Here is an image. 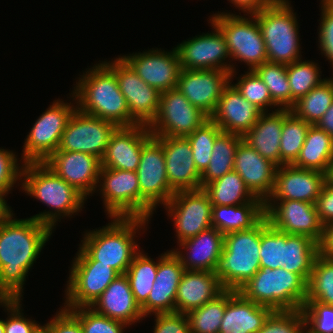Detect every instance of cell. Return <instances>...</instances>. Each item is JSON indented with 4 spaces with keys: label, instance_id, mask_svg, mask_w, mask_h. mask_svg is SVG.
Here are the masks:
<instances>
[{
    "label": "cell",
    "instance_id": "1",
    "mask_svg": "<svg viewBox=\"0 0 333 333\" xmlns=\"http://www.w3.org/2000/svg\"><path fill=\"white\" fill-rule=\"evenodd\" d=\"M14 215L0 222V299H23L26 276L54 231L31 217Z\"/></svg>",
    "mask_w": 333,
    "mask_h": 333
},
{
    "label": "cell",
    "instance_id": "2",
    "mask_svg": "<svg viewBox=\"0 0 333 333\" xmlns=\"http://www.w3.org/2000/svg\"><path fill=\"white\" fill-rule=\"evenodd\" d=\"M89 69V70H88ZM86 69L76 80L72 94L83 113L114 123L117 127L137 125L130 117L126 99L121 93L115 72L104 62Z\"/></svg>",
    "mask_w": 333,
    "mask_h": 333
},
{
    "label": "cell",
    "instance_id": "3",
    "mask_svg": "<svg viewBox=\"0 0 333 333\" xmlns=\"http://www.w3.org/2000/svg\"><path fill=\"white\" fill-rule=\"evenodd\" d=\"M22 191L50 208L31 216L53 230L62 217H72L85 208L87 199L43 162H26L22 168ZM62 216V217H61Z\"/></svg>",
    "mask_w": 333,
    "mask_h": 333
},
{
    "label": "cell",
    "instance_id": "4",
    "mask_svg": "<svg viewBox=\"0 0 333 333\" xmlns=\"http://www.w3.org/2000/svg\"><path fill=\"white\" fill-rule=\"evenodd\" d=\"M102 228L86 230L81 246L99 264L109 265L119 275L125 274L140 251L136 233L147 228L148 219L112 217ZM146 225V226H145ZM141 228V229H140Z\"/></svg>",
    "mask_w": 333,
    "mask_h": 333
},
{
    "label": "cell",
    "instance_id": "5",
    "mask_svg": "<svg viewBox=\"0 0 333 333\" xmlns=\"http://www.w3.org/2000/svg\"><path fill=\"white\" fill-rule=\"evenodd\" d=\"M238 292L273 311L300 310L306 302L307 282L283 267H261Z\"/></svg>",
    "mask_w": 333,
    "mask_h": 333
},
{
    "label": "cell",
    "instance_id": "6",
    "mask_svg": "<svg viewBox=\"0 0 333 333\" xmlns=\"http://www.w3.org/2000/svg\"><path fill=\"white\" fill-rule=\"evenodd\" d=\"M290 3L276 0L253 14L266 45L268 62L288 65L302 58L299 23Z\"/></svg>",
    "mask_w": 333,
    "mask_h": 333
},
{
    "label": "cell",
    "instance_id": "7",
    "mask_svg": "<svg viewBox=\"0 0 333 333\" xmlns=\"http://www.w3.org/2000/svg\"><path fill=\"white\" fill-rule=\"evenodd\" d=\"M260 222L253 228L224 235V245L216 274L222 287L238 291L260 266Z\"/></svg>",
    "mask_w": 333,
    "mask_h": 333
},
{
    "label": "cell",
    "instance_id": "8",
    "mask_svg": "<svg viewBox=\"0 0 333 333\" xmlns=\"http://www.w3.org/2000/svg\"><path fill=\"white\" fill-rule=\"evenodd\" d=\"M239 14L218 11L209 20L225 37L231 62L241 61L251 71L268 61L266 45L257 18L253 14Z\"/></svg>",
    "mask_w": 333,
    "mask_h": 333
},
{
    "label": "cell",
    "instance_id": "9",
    "mask_svg": "<svg viewBox=\"0 0 333 333\" xmlns=\"http://www.w3.org/2000/svg\"><path fill=\"white\" fill-rule=\"evenodd\" d=\"M71 265L65 288V308L90 307L119 275L109 265L95 261L81 246Z\"/></svg>",
    "mask_w": 333,
    "mask_h": 333
},
{
    "label": "cell",
    "instance_id": "10",
    "mask_svg": "<svg viewBox=\"0 0 333 333\" xmlns=\"http://www.w3.org/2000/svg\"><path fill=\"white\" fill-rule=\"evenodd\" d=\"M140 190V218L151 220L156 207L174 195L166 171L163 146L152 137L142 148L137 168Z\"/></svg>",
    "mask_w": 333,
    "mask_h": 333
},
{
    "label": "cell",
    "instance_id": "11",
    "mask_svg": "<svg viewBox=\"0 0 333 333\" xmlns=\"http://www.w3.org/2000/svg\"><path fill=\"white\" fill-rule=\"evenodd\" d=\"M70 96L74 103L57 99L35 121L24 141L21 153L24 163L44 162L58 149L61 135L77 108V105L74 106L77 104L74 95L71 93Z\"/></svg>",
    "mask_w": 333,
    "mask_h": 333
},
{
    "label": "cell",
    "instance_id": "12",
    "mask_svg": "<svg viewBox=\"0 0 333 333\" xmlns=\"http://www.w3.org/2000/svg\"><path fill=\"white\" fill-rule=\"evenodd\" d=\"M209 119L176 88L160 94L157 115L148 128L153 136L186 137Z\"/></svg>",
    "mask_w": 333,
    "mask_h": 333
},
{
    "label": "cell",
    "instance_id": "13",
    "mask_svg": "<svg viewBox=\"0 0 333 333\" xmlns=\"http://www.w3.org/2000/svg\"><path fill=\"white\" fill-rule=\"evenodd\" d=\"M209 23L214 31L189 38L175 47L181 67L189 70L226 71L230 73V81H233L236 67L233 62L231 63L225 37L212 21L209 20Z\"/></svg>",
    "mask_w": 333,
    "mask_h": 333
},
{
    "label": "cell",
    "instance_id": "14",
    "mask_svg": "<svg viewBox=\"0 0 333 333\" xmlns=\"http://www.w3.org/2000/svg\"><path fill=\"white\" fill-rule=\"evenodd\" d=\"M98 183L96 190H100L108 217L140 218V190L136 171L101 167Z\"/></svg>",
    "mask_w": 333,
    "mask_h": 333
},
{
    "label": "cell",
    "instance_id": "15",
    "mask_svg": "<svg viewBox=\"0 0 333 333\" xmlns=\"http://www.w3.org/2000/svg\"><path fill=\"white\" fill-rule=\"evenodd\" d=\"M116 128L114 123L83 113L76 108L61 135L57 150L84 152L102 160Z\"/></svg>",
    "mask_w": 333,
    "mask_h": 333
},
{
    "label": "cell",
    "instance_id": "16",
    "mask_svg": "<svg viewBox=\"0 0 333 333\" xmlns=\"http://www.w3.org/2000/svg\"><path fill=\"white\" fill-rule=\"evenodd\" d=\"M163 207L174 222L177 244L212 226L213 205L203 188L175 192Z\"/></svg>",
    "mask_w": 333,
    "mask_h": 333
},
{
    "label": "cell",
    "instance_id": "17",
    "mask_svg": "<svg viewBox=\"0 0 333 333\" xmlns=\"http://www.w3.org/2000/svg\"><path fill=\"white\" fill-rule=\"evenodd\" d=\"M104 62L115 72L119 89L130 110V117L137 124L149 126L157 115L161 93L146 84L121 56Z\"/></svg>",
    "mask_w": 333,
    "mask_h": 333
},
{
    "label": "cell",
    "instance_id": "18",
    "mask_svg": "<svg viewBox=\"0 0 333 333\" xmlns=\"http://www.w3.org/2000/svg\"><path fill=\"white\" fill-rule=\"evenodd\" d=\"M265 217L275 229L295 235H305L318 244L324 226L320 222L315 204L294 200H266Z\"/></svg>",
    "mask_w": 333,
    "mask_h": 333
},
{
    "label": "cell",
    "instance_id": "19",
    "mask_svg": "<svg viewBox=\"0 0 333 333\" xmlns=\"http://www.w3.org/2000/svg\"><path fill=\"white\" fill-rule=\"evenodd\" d=\"M121 57L146 84L160 93L177 88L182 67L175 47L170 52L152 48Z\"/></svg>",
    "mask_w": 333,
    "mask_h": 333
},
{
    "label": "cell",
    "instance_id": "20",
    "mask_svg": "<svg viewBox=\"0 0 333 333\" xmlns=\"http://www.w3.org/2000/svg\"><path fill=\"white\" fill-rule=\"evenodd\" d=\"M43 163L86 199L96 192L101 169V160L96 156L56 150Z\"/></svg>",
    "mask_w": 333,
    "mask_h": 333
},
{
    "label": "cell",
    "instance_id": "21",
    "mask_svg": "<svg viewBox=\"0 0 333 333\" xmlns=\"http://www.w3.org/2000/svg\"><path fill=\"white\" fill-rule=\"evenodd\" d=\"M230 82V73L217 69L189 70L182 68L177 89L209 118L213 115L223 89Z\"/></svg>",
    "mask_w": 333,
    "mask_h": 333
},
{
    "label": "cell",
    "instance_id": "22",
    "mask_svg": "<svg viewBox=\"0 0 333 333\" xmlns=\"http://www.w3.org/2000/svg\"><path fill=\"white\" fill-rule=\"evenodd\" d=\"M153 137L163 146L170 188L174 192L201 189V174L196 168L188 139L171 136Z\"/></svg>",
    "mask_w": 333,
    "mask_h": 333
},
{
    "label": "cell",
    "instance_id": "23",
    "mask_svg": "<svg viewBox=\"0 0 333 333\" xmlns=\"http://www.w3.org/2000/svg\"><path fill=\"white\" fill-rule=\"evenodd\" d=\"M184 271L185 268L172 250L159 255L155 282L147 301L141 306L145 318L148 315L175 312L177 288Z\"/></svg>",
    "mask_w": 333,
    "mask_h": 333
},
{
    "label": "cell",
    "instance_id": "24",
    "mask_svg": "<svg viewBox=\"0 0 333 333\" xmlns=\"http://www.w3.org/2000/svg\"><path fill=\"white\" fill-rule=\"evenodd\" d=\"M327 174L293 165L278 166L274 188L267 200H294L316 203Z\"/></svg>",
    "mask_w": 333,
    "mask_h": 333
},
{
    "label": "cell",
    "instance_id": "25",
    "mask_svg": "<svg viewBox=\"0 0 333 333\" xmlns=\"http://www.w3.org/2000/svg\"><path fill=\"white\" fill-rule=\"evenodd\" d=\"M152 137L146 125L117 127L110 137L101 167L137 171L142 148Z\"/></svg>",
    "mask_w": 333,
    "mask_h": 333
},
{
    "label": "cell",
    "instance_id": "26",
    "mask_svg": "<svg viewBox=\"0 0 333 333\" xmlns=\"http://www.w3.org/2000/svg\"><path fill=\"white\" fill-rule=\"evenodd\" d=\"M277 167L243 140L237 146L233 170L250 192L264 202L273 192Z\"/></svg>",
    "mask_w": 333,
    "mask_h": 333
},
{
    "label": "cell",
    "instance_id": "27",
    "mask_svg": "<svg viewBox=\"0 0 333 333\" xmlns=\"http://www.w3.org/2000/svg\"><path fill=\"white\" fill-rule=\"evenodd\" d=\"M178 245L179 248L172 251L185 270L215 272L222 254L224 235L211 226Z\"/></svg>",
    "mask_w": 333,
    "mask_h": 333
},
{
    "label": "cell",
    "instance_id": "28",
    "mask_svg": "<svg viewBox=\"0 0 333 333\" xmlns=\"http://www.w3.org/2000/svg\"><path fill=\"white\" fill-rule=\"evenodd\" d=\"M261 113L238 92L230 81L223 89L216 110L210 119L223 132L244 136L257 122Z\"/></svg>",
    "mask_w": 333,
    "mask_h": 333
},
{
    "label": "cell",
    "instance_id": "29",
    "mask_svg": "<svg viewBox=\"0 0 333 333\" xmlns=\"http://www.w3.org/2000/svg\"><path fill=\"white\" fill-rule=\"evenodd\" d=\"M95 312L128 325L144 320L126 274L118 275L90 306Z\"/></svg>",
    "mask_w": 333,
    "mask_h": 333
},
{
    "label": "cell",
    "instance_id": "30",
    "mask_svg": "<svg viewBox=\"0 0 333 333\" xmlns=\"http://www.w3.org/2000/svg\"><path fill=\"white\" fill-rule=\"evenodd\" d=\"M273 312L245 299L238 291L225 289V312L219 333H257Z\"/></svg>",
    "mask_w": 333,
    "mask_h": 333
},
{
    "label": "cell",
    "instance_id": "31",
    "mask_svg": "<svg viewBox=\"0 0 333 333\" xmlns=\"http://www.w3.org/2000/svg\"><path fill=\"white\" fill-rule=\"evenodd\" d=\"M224 290L216 272L185 270L177 288L175 312L187 314L212 301Z\"/></svg>",
    "mask_w": 333,
    "mask_h": 333
},
{
    "label": "cell",
    "instance_id": "32",
    "mask_svg": "<svg viewBox=\"0 0 333 333\" xmlns=\"http://www.w3.org/2000/svg\"><path fill=\"white\" fill-rule=\"evenodd\" d=\"M263 112L254 126L243 136V141L263 158L280 166V142L284 109Z\"/></svg>",
    "mask_w": 333,
    "mask_h": 333
},
{
    "label": "cell",
    "instance_id": "33",
    "mask_svg": "<svg viewBox=\"0 0 333 333\" xmlns=\"http://www.w3.org/2000/svg\"><path fill=\"white\" fill-rule=\"evenodd\" d=\"M265 217L264 201L255 197L252 201L241 205L213 206L212 227L223 235L235 231L249 230Z\"/></svg>",
    "mask_w": 333,
    "mask_h": 333
},
{
    "label": "cell",
    "instance_id": "34",
    "mask_svg": "<svg viewBox=\"0 0 333 333\" xmlns=\"http://www.w3.org/2000/svg\"><path fill=\"white\" fill-rule=\"evenodd\" d=\"M333 158V138L316 125H311L297 160V168L328 174Z\"/></svg>",
    "mask_w": 333,
    "mask_h": 333
},
{
    "label": "cell",
    "instance_id": "35",
    "mask_svg": "<svg viewBox=\"0 0 333 333\" xmlns=\"http://www.w3.org/2000/svg\"><path fill=\"white\" fill-rule=\"evenodd\" d=\"M242 140L243 136L223 131L216 137L209 165L201 174V188L233 170L235 152Z\"/></svg>",
    "mask_w": 333,
    "mask_h": 333
},
{
    "label": "cell",
    "instance_id": "36",
    "mask_svg": "<svg viewBox=\"0 0 333 333\" xmlns=\"http://www.w3.org/2000/svg\"><path fill=\"white\" fill-rule=\"evenodd\" d=\"M319 254V244L305 235L286 233V264L283 268L299 274L308 282L316 256Z\"/></svg>",
    "mask_w": 333,
    "mask_h": 333
},
{
    "label": "cell",
    "instance_id": "37",
    "mask_svg": "<svg viewBox=\"0 0 333 333\" xmlns=\"http://www.w3.org/2000/svg\"><path fill=\"white\" fill-rule=\"evenodd\" d=\"M203 190L208 194L213 206L241 205L255 198L240 175L234 170L205 185Z\"/></svg>",
    "mask_w": 333,
    "mask_h": 333
},
{
    "label": "cell",
    "instance_id": "38",
    "mask_svg": "<svg viewBox=\"0 0 333 333\" xmlns=\"http://www.w3.org/2000/svg\"><path fill=\"white\" fill-rule=\"evenodd\" d=\"M332 103L333 77H330L298 99L290 111L310 125H316Z\"/></svg>",
    "mask_w": 333,
    "mask_h": 333
},
{
    "label": "cell",
    "instance_id": "39",
    "mask_svg": "<svg viewBox=\"0 0 333 333\" xmlns=\"http://www.w3.org/2000/svg\"><path fill=\"white\" fill-rule=\"evenodd\" d=\"M311 125L296 117L290 109H284L281 131L280 166L292 165L298 158Z\"/></svg>",
    "mask_w": 333,
    "mask_h": 333
},
{
    "label": "cell",
    "instance_id": "40",
    "mask_svg": "<svg viewBox=\"0 0 333 333\" xmlns=\"http://www.w3.org/2000/svg\"><path fill=\"white\" fill-rule=\"evenodd\" d=\"M158 270V258L154 261L140 250L133 258L126 276L136 302L140 307L147 301Z\"/></svg>",
    "mask_w": 333,
    "mask_h": 333
},
{
    "label": "cell",
    "instance_id": "41",
    "mask_svg": "<svg viewBox=\"0 0 333 333\" xmlns=\"http://www.w3.org/2000/svg\"><path fill=\"white\" fill-rule=\"evenodd\" d=\"M260 266L270 269L286 264V233L273 228L266 217L260 221Z\"/></svg>",
    "mask_w": 333,
    "mask_h": 333
},
{
    "label": "cell",
    "instance_id": "42",
    "mask_svg": "<svg viewBox=\"0 0 333 333\" xmlns=\"http://www.w3.org/2000/svg\"><path fill=\"white\" fill-rule=\"evenodd\" d=\"M302 60L300 59L287 65V78L291 91V107L298 99L326 80V78H321L322 71L318 63L312 60Z\"/></svg>",
    "mask_w": 333,
    "mask_h": 333
},
{
    "label": "cell",
    "instance_id": "43",
    "mask_svg": "<svg viewBox=\"0 0 333 333\" xmlns=\"http://www.w3.org/2000/svg\"><path fill=\"white\" fill-rule=\"evenodd\" d=\"M253 71L265 83L272 100L281 109H290L291 91L287 78V65L267 61Z\"/></svg>",
    "mask_w": 333,
    "mask_h": 333
},
{
    "label": "cell",
    "instance_id": "44",
    "mask_svg": "<svg viewBox=\"0 0 333 333\" xmlns=\"http://www.w3.org/2000/svg\"><path fill=\"white\" fill-rule=\"evenodd\" d=\"M306 300L333 306V259L320 253L316 256L307 282Z\"/></svg>",
    "mask_w": 333,
    "mask_h": 333
},
{
    "label": "cell",
    "instance_id": "45",
    "mask_svg": "<svg viewBox=\"0 0 333 333\" xmlns=\"http://www.w3.org/2000/svg\"><path fill=\"white\" fill-rule=\"evenodd\" d=\"M224 312L225 290L212 301L186 314L190 333H219Z\"/></svg>",
    "mask_w": 333,
    "mask_h": 333
},
{
    "label": "cell",
    "instance_id": "46",
    "mask_svg": "<svg viewBox=\"0 0 333 333\" xmlns=\"http://www.w3.org/2000/svg\"><path fill=\"white\" fill-rule=\"evenodd\" d=\"M221 132V128L209 119L193 133L186 136L192 147L193 159L200 174L208 167L214 142Z\"/></svg>",
    "mask_w": 333,
    "mask_h": 333
},
{
    "label": "cell",
    "instance_id": "47",
    "mask_svg": "<svg viewBox=\"0 0 333 333\" xmlns=\"http://www.w3.org/2000/svg\"><path fill=\"white\" fill-rule=\"evenodd\" d=\"M238 92L262 113L269 112L268 107L281 109L273 100L265 83L253 71H246L238 77L236 83L232 84Z\"/></svg>",
    "mask_w": 333,
    "mask_h": 333
},
{
    "label": "cell",
    "instance_id": "48",
    "mask_svg": "<svg viewBox=\"0 0 333 333\" xmlns=\"http://www.w3.org/2000/svg\"><path fill=\"white\" fill-rule=\"evenodd\" d=\"M80 321L84 333H124L127 325L95 312L90 307L67 308Z\"/></svg>",
    "mask_w": 333,
    "mask_h": 333
},
{
    "label": "cell",
    "instance_id": "49",
    "mask_svg": "<svg viewBox=\"0 0 333 333\" xmlns=\"http://www.w3.org/2000/svg\"><path fill=\"white\" fill-rule=\"evenodd\" d=\"M308 333H333V306L306 300L301 308Z\"/></svg>",
    "mask_w": 333,
    "mask_h": 333
},
{
    "label": "cell",
    "instance_id": "50",
    "mask_svg": "<svg viewBox=\"0 0 333 333\" xmlns=\"http://www.w3.org/2000/svg\"><path fill=\"white\" fill-rule=\"evenodd\" d=\"M305 318L302 310L273 311L257 333H303Z\"/></svg>",
    "mask_w": 333,
    "mask_h": 333
},
{
    "label": "cell",
    "instance_id": "51",
    "mask_svg": "<svg viewBox=\"0 0 333 333\" xmlns=\"http://www.w3.org/2000/svg\"><path fill=\"white\" fill-rule=\"evenodd\" d=\"M21 300L23 299H0V306L4 307L8 315L5 319V333H37L43 326L24 317Z\"/></svg>",
    "mask_w": 333,
    "mask_h": 333
},
{
    "label": "cell",
    "instance_id": "52",
    "mask_svg": "<svg viewBox=\"0 0 333 333\" xmlns=\"http://www.w3.org/2000/svg\"><path fill=\"white\" fill-rule=\"evenodd\" d=\"M17 156L13 150L0 148V192L6 196L14 189L13 187L16 185V182L18 186L19 184L21 185L24 162L17 158ZM18 160L20 163H18Z\"/></svg>",
    "mask_w": 333,
    "mask_h": 333
},
{
    "label": "cell",
    "instance_id": "53",
    "mask_svg": "<svg viewBox=\"0 0 333 333\" xmlns=\"http://www.w3.org/2000/svg\"><path fill=\"white\" fill-rule=\"evenodd\" d=\"M318 47L333 69V0H321Z\"/></svg>",
    "mask_w": 333,
    "mask_h": 333
},
{
    "label": "cell",
    "instance_id": "54",
    "mask_svg": "<svg viewBox=\"0 0 333 333\" xmlns=\"http://www.w3.org/2000/svg\"><path fill=\"white\" fill-rule=\"evenodd\" d=\"M153 333H190V324L185 313L154 314Z\"/></svg>",
    "mask_w": 333,
    "mask_h": 333
},
{
    "label": "cell",
    "instance_id": "55",
    "mask_svg": "<svg viewBox=\"0 0 333 333\" xmlns=\"http://www.w3.org/2000/svg\"><path fill=\"white\" fill-rule=\"evenodd\" d=\"M60 307L56 315L43 325L51 333H84L79 319L69 309Z\"/></svg>",
    "mask_w": 333,
    "mask_h": 333
},
{
    "label": "cell",
    "instance_id": "56",
    "mask_svg": "<svg viewBox=\"0 0 333 333\" xmlns=\"http://www.w3.org/2000/svg\"><path fill=\"white\" fill-rule=\"evenodd\" d=\"M315 206L323 226L333 223V181L326 179Z\"/></svg>",
    "mask_w": 333,
    "mask_h": 333
},
{
    "label": "cell",
    "instance_id": "57",
    "mask_svg": "<svg viewBox=\"0 0 333 333\" xmlns=\"http://www.w3.org/2000/svg\"><path fill=\"white\" fill-rule=\"evenodd\" d=\"M234 7L239 9L238 11H242L244 15L247 14H254L257 11L266 8L267 6L274 3L276 0H227Z\"/></svg>",
    "mask_w": 333,
    "mask_h": 333
},
{
    "label": "cell",
    "instance_id": "58",
    "mask_svg": "<svg viewBox=\"0 0 333 333\" xmlns=\"http://www.w3.org/2000/svg\"><path fill=\"white\" fill-rule=\"evenodd\" d=\"M319 253L333 259V223L324 226L323 237L319 243Z\"/></svg>",
    "mask_w": 333,
    "mask_h": 333
},
{
    "label": "cell",
    "instance_id": "59",
    "mask_svg": "<svg viewBox=\"0 0 333 333\" xmlns=\"http://www.w3.org/2000/svg\"><path fill=\"white\" fill-rule=\"evenodd\" d=\"M316 126L321 130H324L327 134H329L333 138V103L326 110V112L318 121Z\"/></svg>",
    "mask_w": 333,
    "mask_h": 333
},
{
    "label": "cell",
    "instance_id": "60",
    "mask_svg": "<svg viewBox=\"0 0 333 333\" xmlns=\"http://www.w3.org/2000/svg\"><path fill=\"white\" fill-rule=\"evenodd\" d=\"M5 197L6 195L0 192V222L13 211L11 206L8 205L7 201L5 200Z\"/></svg>",
    "mask_w": 333,
    "mask_h": 333
},
{
    "label": "cell",
    "instance_id": "61",
    "mask_svg": "<svg viewBox=\"0 0 333 333\" xmlns=\"http://www.w3.org/2000/svg\"><path fill=\"white\" fill-rule=\"evenodd\" d=\"M327 179L333 181V158H332V161H331L329 172L327 174Z\"/></svg>",
    "mask_w": 333,
    "mask_h": 333
},
{
    "label": "cell",
    "instance_id": "62",
    "mask_svg": "<svg viewBox=\"0 0 333 333\" xmlns=\"http://www.w3.org/2000/svg\"><path fill=\"white\" fill-rule=\"evenodd\" d=\"M0 333H5V320L0 319Z\"/></svg>",
    "mask_w": 333,
    "mask_h": 333
},
{
    "label": "cell",
    "instance_id": "63",
    "mask_svg": "<svg viewBox=\"0 0 333 333\" xmlns=\"http://www.w3.org/2000/svg\"><path fill=\"white\" fill-rule=\"evenodd\" d=\"M37 333H51V332L43 325Z\"/></svg>",
    "mask_w": 333,
    "mask_h": 333
}]
</instances>
